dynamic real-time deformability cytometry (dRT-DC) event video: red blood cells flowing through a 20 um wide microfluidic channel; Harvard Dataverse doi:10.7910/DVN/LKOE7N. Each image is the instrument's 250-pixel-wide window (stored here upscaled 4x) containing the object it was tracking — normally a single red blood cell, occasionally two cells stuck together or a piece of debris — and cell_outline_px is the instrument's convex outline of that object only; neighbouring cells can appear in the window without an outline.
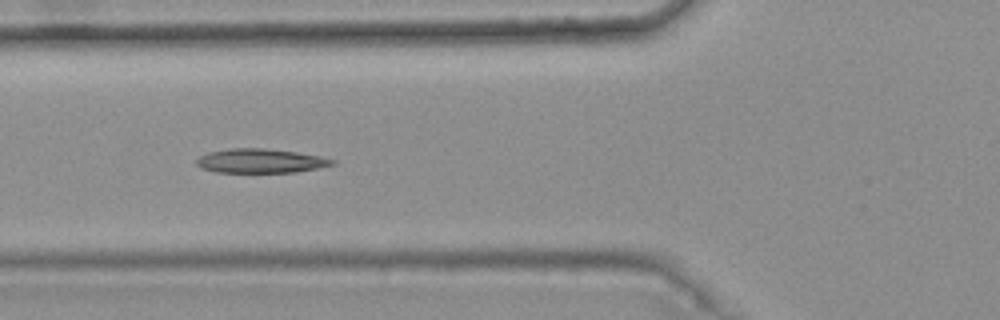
{"species": "common noctule bat (a hibernating species)", "species_latin": "Nyctalus noctula", "temperature_condition": "warm", "stored_images_in_passage": 8, "camera_frame_rate_fps": 3000, "um_per_image_px": 0.085, "animal": {"sex": "female", "body_mass_g": 25.1}, "frame": {"image": 1, "passage_image": 5, "time_ms": 1.333, "image_size_px": [1000, 320], "cell_outline_px": [[336, 164], [296, 172], [216, 172], [200, 168], [196, 164], [196, 160], [200, 156], [208, 152], [232, 148], [264, 148], [296, 152], [320, 156], [336, 160]], "centroid_in_image_um": [22.13, 13.67], "position_along_channel_um": 103.7, "area_um2": 19.07}}
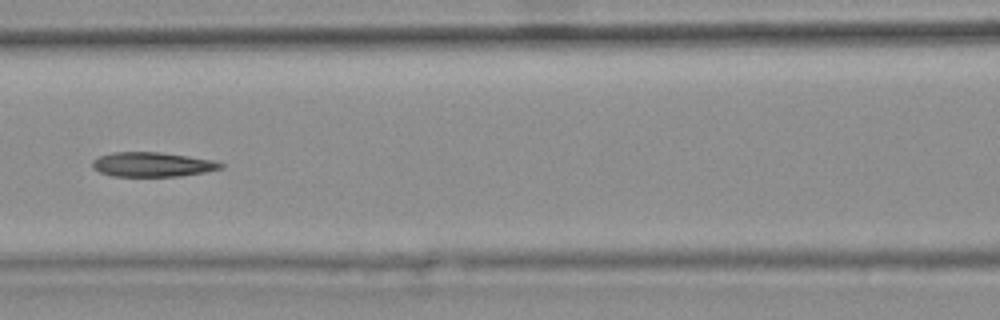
{"frame": {"image": 2, "passage_image": 6, "time_ms": 1.667, "image_size_px": [1000, 320], "cell_outline_px": [[224, 168], [204, 172], [180, 176], [112, 176], [100, 172], [92, 168], [92, 160], [100, 156], [112, 152], [160, 152], [216, 160], [224, 164]], "centroid_in_image_um": [12.97, 13.98], "position_along_channel_um": 153.6, "area_um2": 18.44}}